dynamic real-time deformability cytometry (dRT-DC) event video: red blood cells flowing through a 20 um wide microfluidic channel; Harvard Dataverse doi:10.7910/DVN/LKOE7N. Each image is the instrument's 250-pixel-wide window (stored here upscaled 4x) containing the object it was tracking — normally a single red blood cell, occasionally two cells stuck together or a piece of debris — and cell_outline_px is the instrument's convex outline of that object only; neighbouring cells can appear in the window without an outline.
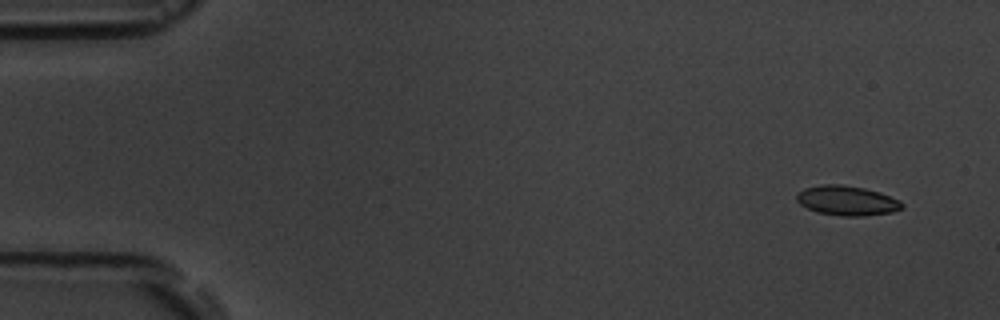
{"species": "common noctule bat (a hibernating species)", "species_latin": "Nyctalus noctula", "temperature_condition": "room temperature", "stored_images_in_passage": 9, "camera_frame_rate_fps": 3000, "um_per_image_px": 0.085, "animal": {"sex": "male", "body_mass_g": 19.5, "forearm_length_mm": 54.6}, "frame": {"image": 1, "passage_image": 1, "time_ms": 0.0, "image_size_px": [1000, 320], "cell_outline_px": [[904, 208], [892, 212], [864, 216], [840, 216], [816, 212], [800, 204], [796, 200], [796, 196], [804, 188], [820, 184], [840, 184], [864, 188], [880, 192], [900, 200], [904, 204]], "centroid_in_image_um": [72.01, 17.05], "position_along_channel_um": 13.0, "area_um2": 18.38}}
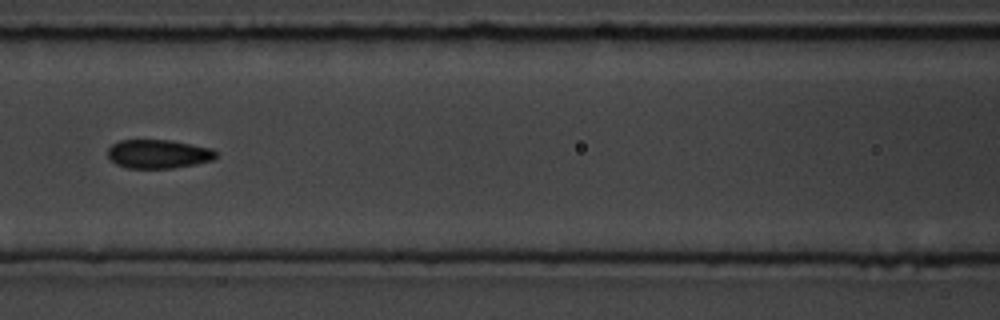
{"frame": {"image": 2, "passage_image": 7, "time_ms": 7.0, "image_size_px": [1000, 320], "cell_outline_px": [[216, 156], [212, 160], [196, 164], [172, 168], [128, 168], [116, 164], [108, 156], [108, 148], [112, 144], [120, 140], [172, 140], [212, 148], [216, 152]], "centroid_in_image_um": [13.46, 13.08], "position_along_channel_um": 153.1, "area_um2": 18.15}}
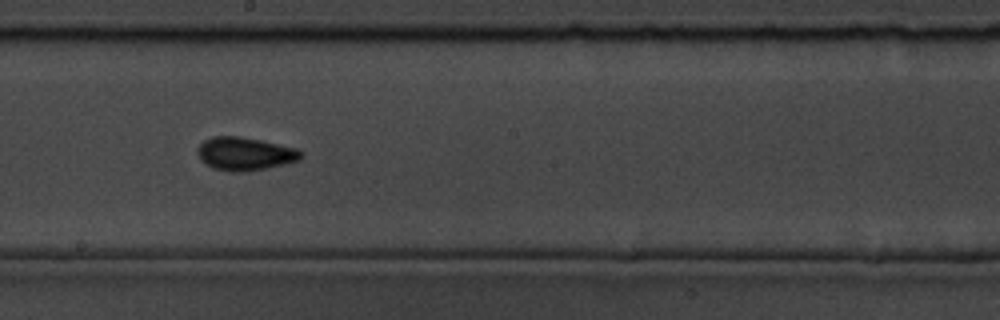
{"frame": {"image": 3, "passage_image": 9, "time_ms": 9.0, "image_size_px": [1000, 320], "cell_outline_px": [[304, 156], [300, 160], [284, 164], [244, 172], [232, 172], [212, 168], [204, 164], [200, 160], [196, 152], [196, 148], [204, 140], [212, 136], [240, 136], [260, 140], [296, 148], [304, 152]], "centroid_in_image_um": [20.79, 13.07], "position_along_channel_um": 227.4, "area_um2": 20.23}}